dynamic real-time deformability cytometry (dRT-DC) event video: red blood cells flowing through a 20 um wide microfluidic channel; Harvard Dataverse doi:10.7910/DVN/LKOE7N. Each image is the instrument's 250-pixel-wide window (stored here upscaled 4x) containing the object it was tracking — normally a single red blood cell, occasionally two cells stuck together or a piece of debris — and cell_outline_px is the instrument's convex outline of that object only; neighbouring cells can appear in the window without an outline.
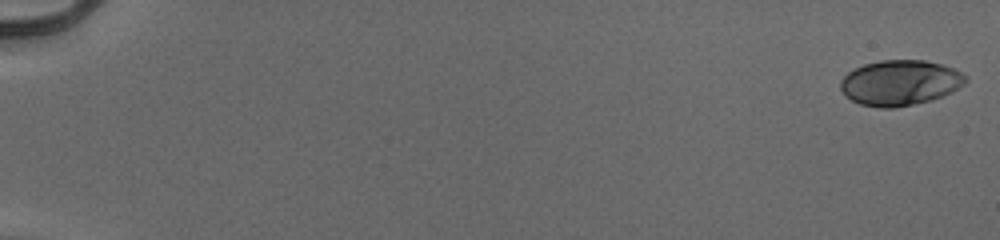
{"species": "human", "species_latin": "Homo sapiens", "temperature_condition": "cold", "stored_images_in_passage": 54, "camera_frame_rate_fps": 3000, "um_per_image_px": 0.085, "donor": {"sex": "male"}, "frame": {"image": 1, "passage_image": 1, "time_ms": 0.0, "image_size_px": [1000, 240], "cell_outline_px": [[968, 80], [964, 84], [952, 92], [932, 100], [892, 108], [880, 108], [860, 104], [844, 96], [840, 88], [840, 80], [848, 72], [864, 64], [880, 60], [924, 60], [944, 64], [968, 76]], "centroid_in_image_um": [76.5, 7.03], "position_along_channel_um": 8.5, "area_um2": 33.23}}
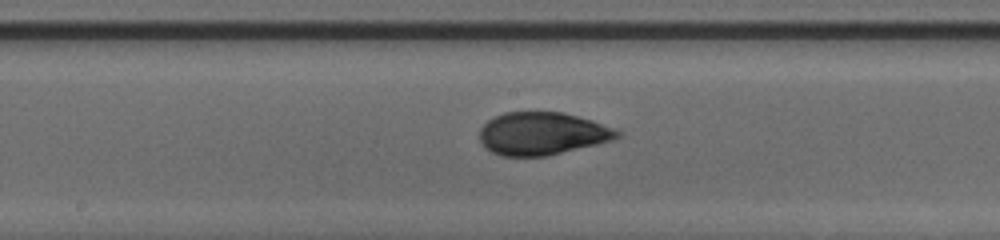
{"frame": {"image": 2, "passage_image": 31, "time_ms": 10.0, "image_size_px": [1000, 240], "cell_outline_px": [[624, 132], [620, 136], [612, 140], [548, 156], [500, 156], [484, 148], [480, 140], [480, 128], [488, 120], [504, 112], [564, 112], [592, 120], [616, 128]], "centroid_in_image_um": [46.1, 11.35], "position_along_channel_um": 202.1, "area_um2": 34.51}}
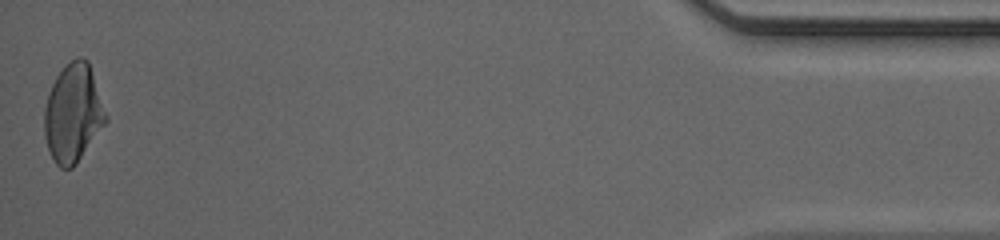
{"frame": {"image": 3, "passage_image": 54, "time_ms": 17.667, "image_size_px": [1000, 240], "cell_outline_px": [[108, 120], [76, 164], [72, 168], [60, 168], [56, 164], [48, 148], [44, 136], [44, 108], [52, 84], [56, 76], [76, 56], [80, 56], [88, 60], [108, 116]], "centroid_in_image_um": [6.22, 9.63], "position_along_channel_um": 429.0, "area_um2": 35.03}, "authors_computed_cell_mechanics": {"area_um2": 33.7841, "velocity_mm_per_s": 3.9776, "shape_relaxation_time_tau1_ms": 3.5879, "shape_relaxation_time_tau2_ms": 1.2171, "deformation_change_tau1": 0.1574, "deformation_change_tau2": 0.0562}}